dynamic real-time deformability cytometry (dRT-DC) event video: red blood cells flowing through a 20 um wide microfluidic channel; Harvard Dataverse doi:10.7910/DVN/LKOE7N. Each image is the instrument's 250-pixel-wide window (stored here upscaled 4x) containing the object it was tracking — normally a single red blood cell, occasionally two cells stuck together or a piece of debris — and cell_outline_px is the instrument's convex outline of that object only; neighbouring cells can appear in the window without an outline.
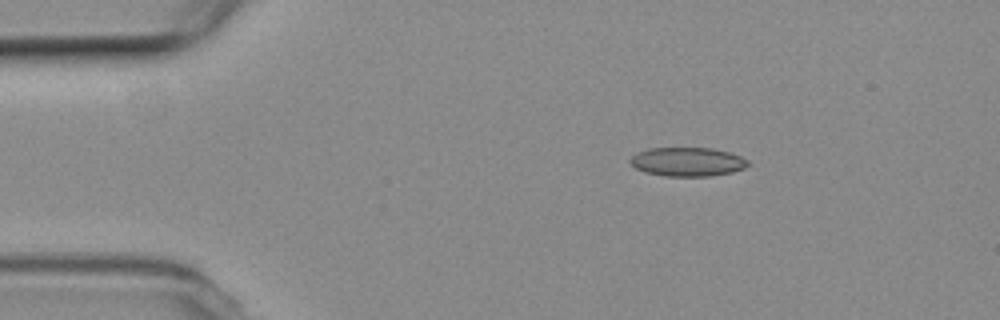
{"species": "common noctule bat (a hibernating species)", "species_latin": "Nyctalus noctula", "temperature_condition": "room temperature", "stored_images_in_passage": 3, "camera_frame_rate_fps": 3000, "um_per_image_px": 0.085, "animal": {"sex": "female", "body_mass_g": 19.3, "forearm_length_mm": 54.1}, "frame": {"image": 1, "passage_image": 1, "time_ms": 0.0, "image_size_px": [1000, 320], "cell_outline_px": [[748, 164], [744, 168], [732, 172], [708, 176], [668, 176], [644, 172], [636, 168], [628, 160], [636, 152], [648, 148], [712, 148], [728, 152], [740, 156], [748, 160]], "centroid_in_image_um": [58.4, 13.75], "position_along_channel_um": 26.6, "area_um2": 19.77}}
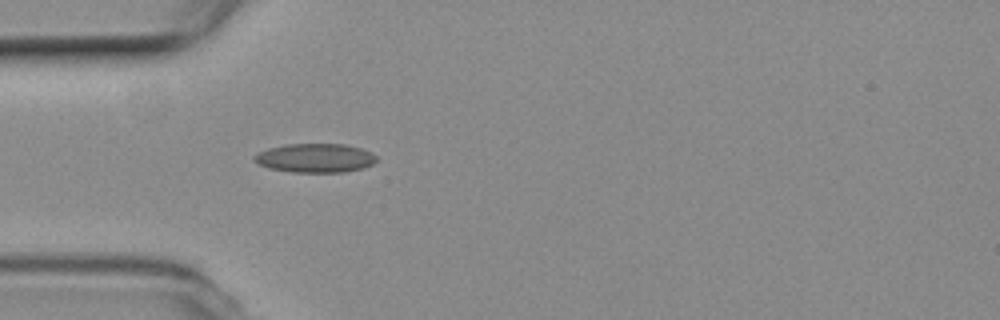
{"frame": {"image": 2, "passage_image": 3, "time_ms": 0.667, "image_size_px": [1000, 320], "cell_outline_px": [[376, 160], [372, 164], [364, 168], [344, 172], [292, 172], [268, 168], [252, 160], [252, 156], [268, 148], [284, 144], [344, 144], [360, 148], [376, 156]], "centroid_in_image_um": [26.75, 13.43], "position_along_channel_um": 58.2, "area_um2": 20.58}}